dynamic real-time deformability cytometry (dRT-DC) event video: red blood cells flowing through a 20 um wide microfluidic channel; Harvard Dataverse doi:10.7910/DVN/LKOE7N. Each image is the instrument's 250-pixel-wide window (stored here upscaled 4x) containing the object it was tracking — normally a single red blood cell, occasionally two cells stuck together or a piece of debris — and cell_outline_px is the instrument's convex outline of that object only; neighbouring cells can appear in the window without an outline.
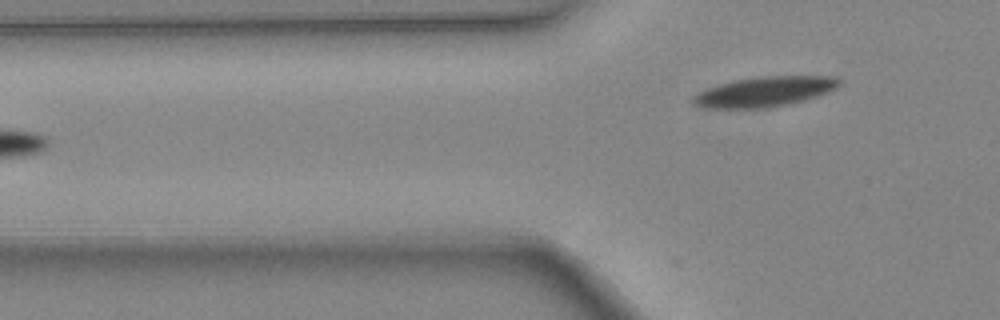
{"species": "common noctule bat (a hibernating species)", "species_latin": "Nyctalus noctula", "temperature_condition": "warm", "stored_images_in_passage": 6, "camera_frame_rate_fps": 3000, "um_per_image_px": 0.085, "animal": {"sex": "female", "body_mass_g": 24.6, "forearm_length_mm": 56.2}, "frame": {"image": 1, "passage_image": 6, "time_ms": 1.667, "image_size_px": [1000, 320], "cell_outline_px": [[844, 80], [836, 88], [828, 92], [804, 100], [788, 104], [768, 108], [704, 108], [696, 104], [692, 100], [692, 96], [708, 88], [736, 80], [760, 76], [836, 76]], "centroid_in_image_um": [65.05, 7.79], "position_along_channel_um": 60.7, "area_um2": 25.43}}